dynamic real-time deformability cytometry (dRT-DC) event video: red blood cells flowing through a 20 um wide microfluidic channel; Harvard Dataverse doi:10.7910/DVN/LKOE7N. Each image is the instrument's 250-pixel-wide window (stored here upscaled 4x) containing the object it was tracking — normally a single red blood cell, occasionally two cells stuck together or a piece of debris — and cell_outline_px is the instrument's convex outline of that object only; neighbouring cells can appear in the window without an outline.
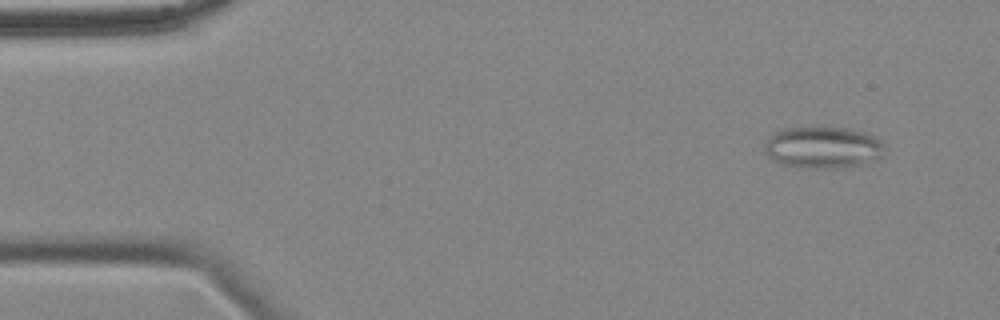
{"species": "common noctule bat (a hibernating species)", "species_latin": "Nyctalus noctula", "temperature_condition": "cold", "stored_images_in_passage": 57, "camera_frame_rate_fps": 3000, "um_per_image_px": 0.085, "animal": {"sex": "female", "body_mass_g": 18.4}, "frame": {"image": 1, "passage_image": 5, "time_ms": 1.333, "image_size_px": [1000, 320], "cell_outline_px": [[884, 144], [880, 156], [876, 160], [844, 168], [812, 168], [788, 164], [776, 160], [768, 156], [764, 152], [764, 144], [776, 132], [784, 128], [844, 128], [864, 132], [876, 136]], "centroid_in_image_um": [69.99, 12.53], "position_along_channel_um": 15.0, "area_um2": 28.61}}
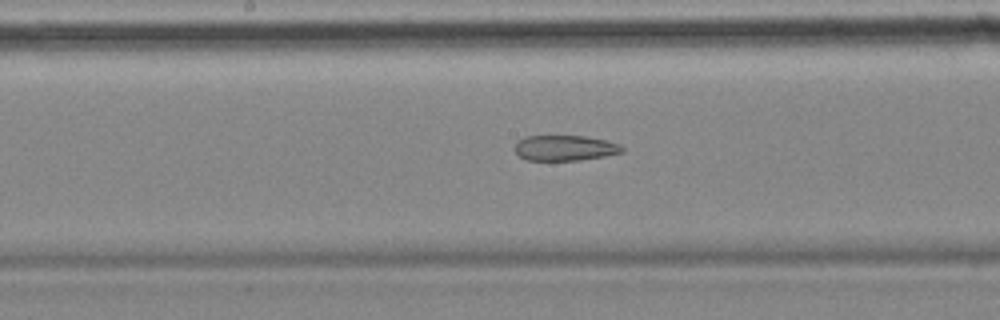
{"frame": {"image": 2, "passage_image": 29, "time_ms": 9.333, "image_size_px": [1000, 320], "cell_outline_px": [[624, 152], [604, 156], [580, 160], [528, 160], [520, 156], [512, 148], [516, 140], [524, 136], [584, 136], [604, 140], [620, 144], [624, 148]], "centroid_in_image_um": [47.97, 12.57], "position_along_channel_um": 200.2, "area_um2": 16.01}}
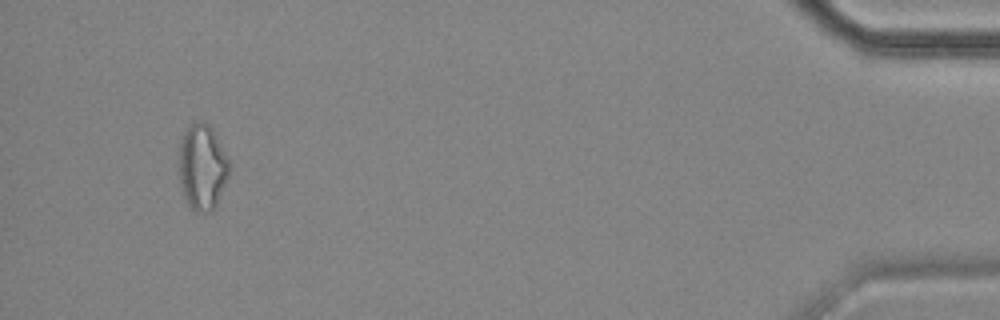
{"frame": {"image": 3, "passage_image": 54, "time_ms": 17.667, "image_size_px": [1000, 320], "cell_outline_px": [[228, 176], [216, 204], [212, 212], [196, 212], [188, 204], [184, 196], [180, 180], [180, 140], [184, 132], [192, 124], [200, 120], [204, 120], [212, 128], [228, 156]], "centroid_in_image_um": [17.2, 14.18], "position_along_channel_um": 418.0, "area_um2": 24.8}, "authors_computed_cell_mechanics": {"area_um2": 22.5998, "velocity_mm_per_s": 3.5072, "shape_relaxation_time_tau1_ms": null, "shape_relaxation_time_tau2_ms": 8.7875, "deformation_change_tau1": null, "deformation_change_tau2": 0.1966}}